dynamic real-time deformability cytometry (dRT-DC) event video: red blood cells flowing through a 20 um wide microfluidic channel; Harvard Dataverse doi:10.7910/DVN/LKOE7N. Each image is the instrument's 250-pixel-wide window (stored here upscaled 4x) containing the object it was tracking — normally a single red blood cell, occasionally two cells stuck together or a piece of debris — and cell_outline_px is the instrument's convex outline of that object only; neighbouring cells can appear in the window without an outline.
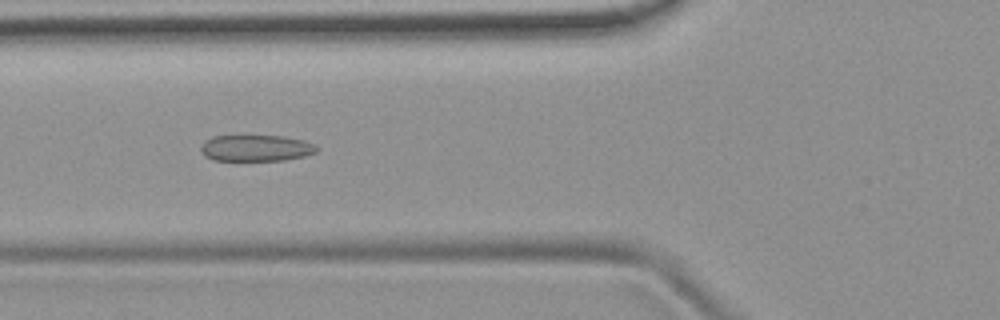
{"species": "common noctule bat (a hibernating species)", "species_latin": "Nyctalus noctula", "temperature_condition": "room temperature", "stored_images_in_passage": 53, "camera_frame_rate_fps": 3000, "um_per_image_px": 0.085, "animal": {"sex": "female", "body_mass_g": 19.9}, "frame": {"image": 1, "passage_image": 20, "time_ms": 6.333, "image_size_px": [1000, 320], "cell_outline_px": [[320, 148], [316, 152], [304, 156], [284, 160], [212, 160], [204, 156], [200, 148], [204, 140], [212, 136], [280, 136], [304, 140], [316, 144]], "centroid_in_image_um": [21.77, 12.58], "position_along_channel_um": 104.0, "area_um2": 17.86}}
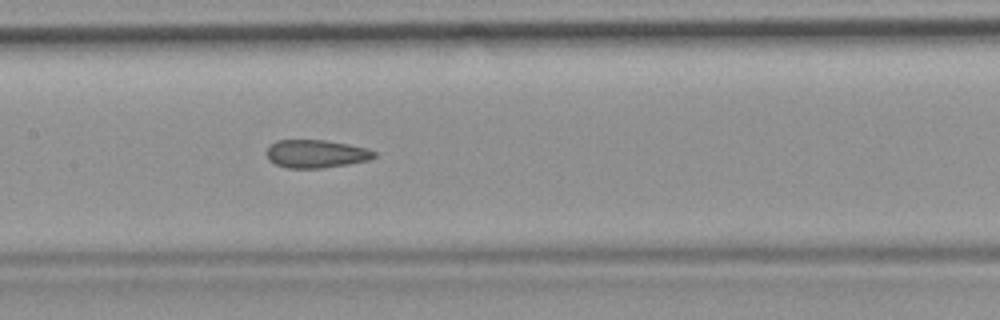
{"frame": {"image": 2, "passage_image": 26, "time_ms": 8.333, "image_size_px": [1000, 320], "cell_outline_px": [[376, 156], [368, 160], [348, 164], [320, 168], [288, 168], [276, 164], [268, 160], [268, 148], [276, 140], [324, 140], [348, 144], [368, 148], [376, 152]], "centroid_in_image_um": [26.89, 13.07], "position_along_channel_um": 180.5, "area_um2": 17.46}}
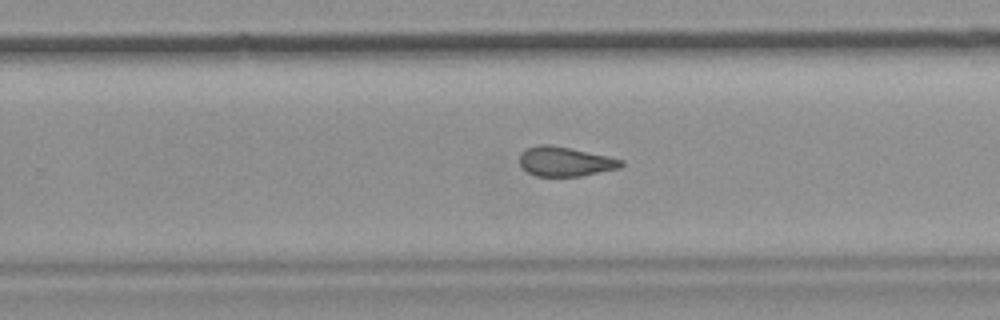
{"frame": {"image": 3, "passage_image": 34, "time_ms": 11.0, "image_size_px": [1000, 320], "cell_outline_px": [[624, 164], [620, 168], [580, 176], [536, 176], [528, 172], [520, 164], [520, 156], [528, 148], [536, 144], [548, 144], [608, 156], [624, 160]], "centroid_in_image_um": [48.06, 13.73], "position_along_channel_um": 281.7, "area_um2": 17.22}, "authors_computed_cell_mechanics": {"area_um2": 18.6116, "velocity_mm_per_s": 3.822, "shape_relaxation_time_tau1_ms": null, "shape_relaxation_time_tau2_ms": 2.0106, "deformation_change_tau1": null, "deformation_change_tau2": 0.0819}}